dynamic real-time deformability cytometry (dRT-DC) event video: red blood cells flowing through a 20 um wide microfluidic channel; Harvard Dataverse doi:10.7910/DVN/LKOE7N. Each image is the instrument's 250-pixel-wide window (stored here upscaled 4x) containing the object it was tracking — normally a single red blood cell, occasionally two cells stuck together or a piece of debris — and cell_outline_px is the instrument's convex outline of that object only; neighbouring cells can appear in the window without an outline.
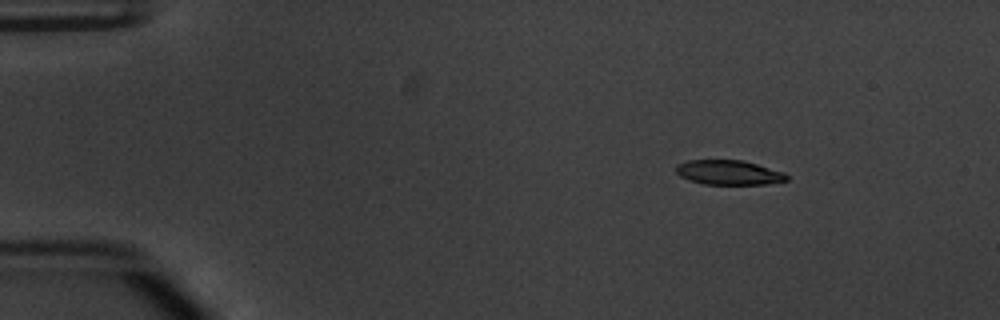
{"species": "common noctule bat (a hibernating species)", "species_latin": "Nyctalus noctula", "temperature_condition": "warm", "stored_images_in_passage": 47, "camera_frame_rate_fps": 3000, "um_per_image_px": 0.085, "animal": {"sex": "male", "body_mass_g": 20.1, "forearm_length_mm": 53.5}, "frame": {"image": 1, "passage_image": 1, "time_ms": 0.0, "image_size_px": [1000, 320], "cell_outline_px": [[788, 180], [764, 184], [704, 184], [680, 176], [676, 172], [676, 164], [688, 160], [744, 160], [784, 172], [788, 176]], "centroid_in_image_um": [61.95, 14.65], "position_along_channel_um": 23.1, "area_um2": 15.78}}
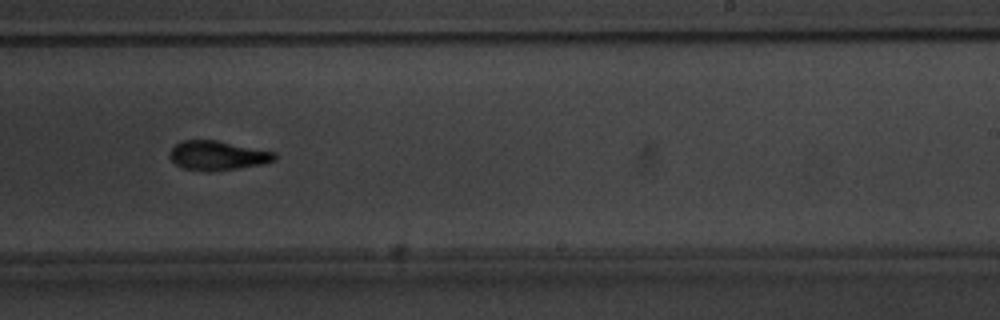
{"frame": {"image": 2, "passage_image": 27, "time_ms": 8.667, "image_size_px": [1000, 320], "cell_outline_px": [[276, 160], [260, 164], [236, 168], [208, 172], [184, 168], [176, 164], [168, 156], [168, 152], [180, 140], [216, 140], [276, 152]], "centroid_in_image_um": [18.46, 13.21], "position_along_channel_um": 270.5, "area_um2": 17.86}}
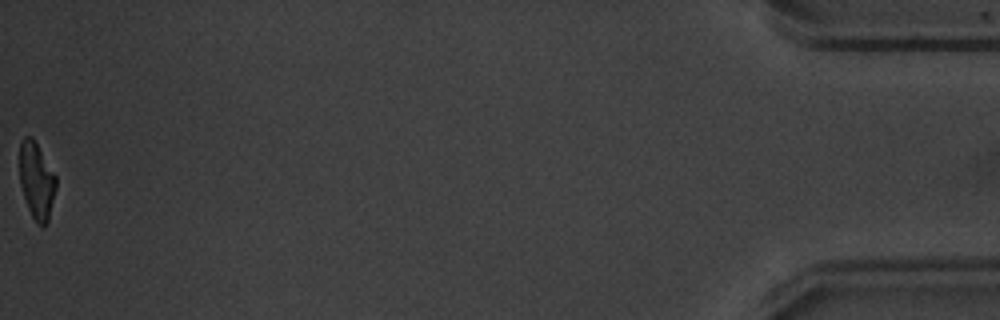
{"frame": {"image": 3, "passage_image": 47, "time_ms": 15.333, "image_size_px": [1000, 320], "cell_outline_px": [[56, 188], [48, 220], [44, 228], [36, 224], [28, 208], [20, 184], [20, 144], [24, 136], [32, 136], [56, 176]], "centroid_in_image_um": [3.11, 15.38], "position_along_channel_um": 432.1, "area_um2": 16.18}, "authors_computed_cell_mechanics": {"area_um2": 17.9758, "velocity_mm_per_s": 3.8298, "shape_relaxation_time_tau1_ms": 3.283, "shape_relaxation_time_tau2_ms": 3.1763, "deformation_change_tau1": 0.1565, "deformation_change_tau2": 0.1026}}